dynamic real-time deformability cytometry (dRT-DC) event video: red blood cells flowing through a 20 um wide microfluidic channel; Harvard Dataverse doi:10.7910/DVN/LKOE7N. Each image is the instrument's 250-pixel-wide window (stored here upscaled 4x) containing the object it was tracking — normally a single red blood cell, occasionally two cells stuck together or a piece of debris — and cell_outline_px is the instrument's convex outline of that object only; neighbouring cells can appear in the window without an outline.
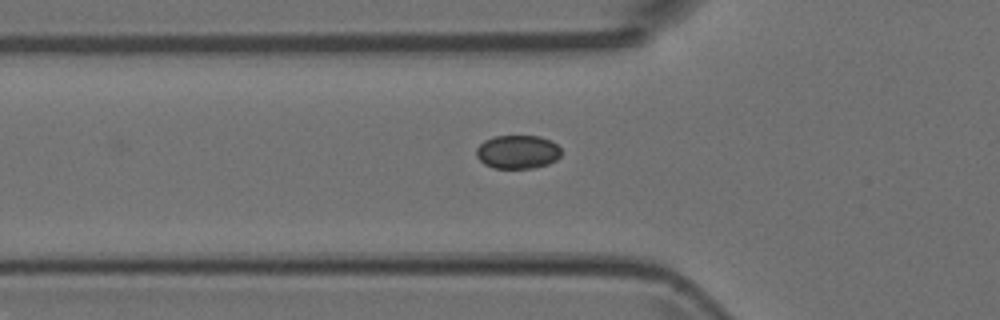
{"species": "Egyptian fruit bat (a non-hibernating species)", "species_latin": "Rousettus aegyptiacus", "temperature_condition": "room temperature", "stored_images_in_passage": 4, "camera_frame_rate_fps": 3000, "um_per_image_px": 0.085, "animal": {"sex": "female"}, "frame": {"image": 1, "passage_image": 4, "time_ms": 1.0, "image_size_px": [1000, 320], "cell_outline_px": [[560, 156], [556, 160], [548, 164], [532, 168], [492, 168], [484, 164], [476, 156], [476, 148], [484, 140], [492, 136], [540, 136], [556, 144], [560, 148]], "centroid_in_image_um": [43.96, 12.91], "position_along_channel_um": 81.8, "area_um2": 16.65}}